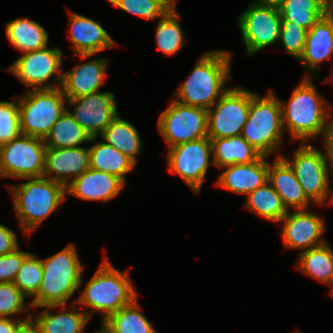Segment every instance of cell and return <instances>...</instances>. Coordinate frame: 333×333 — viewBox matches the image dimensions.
<instances>
[{
  "label": "cell",
  "mask_w": 333,
  "mask_h": 333,
  "mask_svg": "<svg viewBox=\"0 0 333 333\" xmlns=\"http://www.w3.org/2000/svg\"><path fill=\"white\" fill-rule=\"evenodd\" d=\"M5 31L10 44L23 53L47 47L48 33L34 20H12L6 24Z\"/></svg>",
  "instance_id": "484cf974"
},
{
  "label": "cell",
  "mask_w": 333,
  "mask_h": 333,
  "mask_svg": "<svg viewBox=\"0 0 333 333\" xmlns=\"http://www.w3.org/2000/svg\"><path fill=\"white\" fill-rule=\"evenodd\" d=\"M157 1L167 12L175 11V0H154Z\"/></svg>",
  "instance_id": "f6af8a7d"
},
{
  "label": "cell",
  "mask_w": 333,
  "mask_h": 333,
  "mask_svg": "<svg viewBox=\"0 0 333 333\" xmlns=\"http://www.w3.org/2000/svg\"><path fill=\"white\" fill-rule=\"evenodd\" d=\"M329 199H330L329 202L333 203V193L331 194V197Z\"/></svg>",
  "instance_id": "681fc988"
},
{
  "label": "cell",
  "mask_w": 333,
  "mask_h": 333,
  "mask_svg": "<svg viewBox=\"0 0 333 333\" xmlns=\"http://www.w3.org/2000/svg\"><path fill=\"white\" fill-rule=\"evenodd\" d=\"M332 54L333 8L307 31L304 51L299 60L313 73L319 63L329 59Z\"/></svg>",
  "instance_id": "603a6c76"
},
{
  "label": "cell",
  "mask_w": 333,
  "mask_h": 333,
  "mask_svg": "<svg viewBox=\"0 0 333 333\" xmlns=\"http://www.w3.org/2000/svg\"><path fill=\"white\" fill-rule=\"evenodd\" d=\"M90 168L89 148L46 147L43 177L65 187Z\"/></svg>",
  "instance_id": "e0dca14e"
},
{
  "label": "cell",
  "mask_w": 333,
  "mask_h": 333,
  "mask_svg": "<svg viewBox=\"0 0 333 333\" xmlns=\"http://www.w3.org/2000/svg\"><path fill=\"white\" fill-rule=\"evenodd\" d=\"M267 156H260L249 164H234L222 168L225 171L219 175L217 186L238 193L249 194L268 182Z\"/></svg>",
  "instance_id": "ffe728a7"
},
{
  "label": "cell",
  "mask_w": 333,
  "mask_h": 333,
  "mask_svg": "<svg viewBox=\"0 0 333 333\" xmlns=\"http://www.w3.org/2000/svg\"><path fill=\"white\" fill-rule=\"evenodd\" d=\"M17 333H38L35 326L28 322Z\"/></svg>",
  "instance_id": "bcb514c9"
},
{
  "label": "cell",
  "mask_w": 333,
  "mask_h": 333,
  "mask_svg": "<svg viewBox=\"0 0 333 333\" xmlns=\"http://www.w3.org/2000/svg\"><path fill=\"white\" fill-rule=\"evenodd\" d=\"M333 8V0H283L279 8L282 19L309 30Z\"/></svg>",
  "instance_id": "83f0119b"
},
{
  "label": "cell",
  "mask_w": 333,
  "mask_h": 333,
  "mask_svg": "<svg viewBox=\"0 0 333 333\" xmlns=\"http://www.w3.org/2000/svg\"><path fill=\"white\" fill-rule=\"evenodd\" d=\"M283 132L280 100L272 90L262 98L255 94L251 98L241 136L262 156L268 158L282 146Z\"/></svg>",
  "instance_id": "8992f818"
},
{
  "label": "cell",
  "mask_w": 333,
  "mask_h": 333,
  "mask_svg": "<svg viewBox=\"0 0 333 333\" xmlns=\"http://www.w3.org/2000/svg\"><path fill=\"white\" fill-rule=\"evenodd\" d=\"M18 247L16 234L6 226L0 224V256L13 252Z\"/></svg>",
  "instance_id": "60d3db41"
},
{
  "label": "cell",
  "mask_w": 333,
  "mask_h": 333,
  "mask_svg": "<svg viewBox=\"0 0 333 333\" xmlns=\"http://www.w3.org/2000/svg\"><path fill=\"white\" fill-rule=\"evenodd\" d=\"M280 104L284 131L288 128L292 140H301V143L322 135L330 120L331 113L326 112L328 104L318 94L309 75L294 89L290 100L286 103L280 100Z\"/></svg>",
  "instance_id": "7a4b0ae2"
},
{
  "label": "cell",
  "mask_w": 333,
  "mask_h": 333,
  "mask_svg": "<svg viewBox=\"0 0 333 333\" xmlns=\"http://www.w3.org/2000/svg\"><path fill=\"white\" fill-rule=\"evenodd\" d=\"M80 293V297L74 302L91 307V311H85L90 318L95 311L103 313V320L137 298V291L129 280L128 271L120 272L106 257Z\"/></svg>",
  "instance_id": "277c9868"
},
{
  "label": "cell",
  "mask_w": 333,
  "mask_h": 333,
  "mask_svg": "<svg viewBox=\"0 0 333 333\" xmlns=\"http://www.w3.org/2000/svg\"><path fill=\"white\" fill-rule=\"evenodd\" d=\"M90 168L113 174L126 182V175L134 170L136 164L116 148L104 141L94 143L89 148Z\"/></svg>",
  "instance_id": "4316f807"
},
{
  "label": "cell",
  "mask_w": 333,
  "mask_h": 333,
  "mask_svg": "<svg viewBox=\"0 0 333 333\" xmlns=\"http://www.w3.org/2000/svg\"><path fill=\"white\" fill-rule=\"evenodd\" d=\"M297 264L302 273L320 282L327 284L333 278V250L327 242L302 251Z\"/></svg>",
  "instance_id": "1f68e13d"
},
{
  "label": "cell",
  "mask_w": 333,
  "mask_h": 333,
  "mask_svg": "<svg viewBox=\"0 0 333 333\" xmlns=\"http://www.w3.org/2000/svg\"><path fill=\"white\" fill-rule=\"evenodd\" d=\"M75 245H68L55 255L42 259L43 278L29 308L65 305L82 285L83 266Z\"/></svg>",
  "instance_id": "3957f363"
},
{
  "label": "cell",
  "mask_w": 333,
  "mask_h": 333,
  "mask_svg": "<svg viewBox=\"0 0 333 333\" xmlns=\"http://www.w3.org/2000/svg\"><path fill=\"white\" fill-rule=\"evenodd\" d=\"M307 30L298 24L286 19L281 20L279 41H282L285 50L298 60L303 54Z\"/></svg>",
  "instance_id": "8d00e7d4"
},
{
  "label": "cell",
  "mask_w": 333,
  "mask_h": 333,
  "mask_svg": "<svg viewBox=\"0 0 333 333\" xmlns=\"http://www.w3.org/2000/svg\"><path fill=\"white\" fill-rule=\"evenodd\" d=\"M94 333H114V332L103 322L102 329Z\"/></svg>",
  "instance_id": "7dc6e473"
},
{
  "label": "cell",
  "mask_w": 333,
  "mask_h": 333,
  "mask_svg": "<svg viewBox=\"0 0 333 333\" xmlns=\"http://www.w3.org/2000/svg\"><path fill=\"white\" fill-rule=\"evenodd\" d=\"M21 134L44 139L67 110L61 87L27 90L18 98Z\"/></svg>",
  "instance_id": "52a82bcc"
},
{
  "label": "cell",
  "mask_w": 333,
  "mask_h": 333,
  "mask_svg": "<svg viewBox=\"0 0 333 333\" xmlns=\"http://www.w3.org/2000/svg\"><path fill=\"white\" fill-rule=\"evenodd\" d=\"M45 151L42 138L20 134L0 147L2 177H43Z\"/></svg>",
  "instance_id": "9c48e42d"
},
{
  "label": "cell",
  "mask_w": 333,
  "mask_h": 333,
  "mask_svg": "<svg viewBox=\"0 0 333 333\" xmlns=\"http://www.w3.org/2000/svg\"><path fill=\"white\" fill-rule=\"evenodd\" d=\"M211 154L212 144L208 137L174 145L169 148L168 169L179 175L194 192L199 193Z\"/></svg>",
  "instance_id": "4fadbf2b"
},
{
  "label": "cell",
  "mask_w": 333,
  "mask_h": 333,
  "mask_svg": "<svg viewBox=\"0 0 333 333\" xmlns=\"http://www.w3.org/2000/svg\"><path fill=\"white\" fill-rule=\"evenodd\" d=\"M293 159L281 156L293 169L296 178L302 186L306 196L323 205L331 191L329 173L331 166L321 149L312 145H301L294 153Z\"/></svg>",
  "instance_id": "30bf717a"
},
{
  "label": "cell",
  "mask_w": 333,
  "mask_h": 333,
  "mask_svg": "<svg viewBox=\"0 0 333 333\" xmlns=\"http://www.w3.org/2000/svg\"><path fill=\"white\" fill-rule=\"evenodd\" d=\"M283 0H257L253 1L255 5L261 6V7H272L275 9H279Z\"/></svg>",
  "instance_id": "ee69618b"
},
{
  "label": "cell",
  "mask_w": 333,
  "mask_h": 333,
  "mask_svg": "<svg viewBox=\"0 0 333 333\" xmlns=\"http://www.w3.org/2000/svg\"><path fill=\"white\" fill-rule=\"evenodd\" d=\"M28 179L20 185L11 188L13 206L24 232L31 233L66 197V187L45 177Z\"/></svg>",
  "instance_id": "5b68a950"
},
{
  "label": "cell",
  "mask_w": 333,
  "mask_h": 333,
  "mask_svg": "<svg viewBox=\"0 0 333 333\" xmlns=\"http://www.w3.org/2000/svg\"><path fill=\"white\" fill-rule=\"evenodd\" d=\"M106 144L116 148L137 165V156L140 154L142 142L136 127L119 117L100 135Z\"/></svg>",
  "instance_id": "f1b7e54d"
},
{
  "label": "cell",
  "mask_w": 333,
  "mask_h": 333,
  "mask_svg": "<svg viewBox=\"0 0 333 333\" xmlns=\"http://www.w3.org/2000/svg\"><path fill=\"white\" fill-rule=\"evenodd\" d=\"M119 9L142 17L143 19L154 20L162 18L167 11L154 0H110Z\"/></svg>",
  "instance_id": "74e56055"
},
{
  "label": "cell",
  "mask_w": 333,
  "mask_h": 333,
  "mask_svg": "<svg viewBox=\"0 0 333 333\" xmlns=\"http://www.w3.org/2000/svg\"><path fill=\"white\" fill-rule=\"evenodd\" d=\"M279 154L273 164L268 162V182L281 197L287 210L307 209L311 200L306 196L295 172Z\"/></svg>",
  "instance_id": "44dd1931"
},
{
  "label": "cell",
  "mask_w": 333,
  "mask_h": 333,
  "mask_svg": "<svg viewBox=\"0 0 333 333\" xmlns=\"http://www.w3.org/2000/svg\"><path fill=\"white\" fill-rule=\"evenodd\" d=\"M29 252L20 251L19 247L13 252L0 256V283L13 282Z\"/></svg>",
  "instance_id": "ab89813d"
},
{
  "label": "cell",
  "mask_w": 333,
  "mask_h": 333,
  "mask_svg": "<svg viewBox=\"0 0 333 333\" xmlns=\"http://www.w3.org/2000/svg\"><path fill=\"white\" fill-rule=\"evenodd\" d=\"M256 93L245 88L231 87L207 110L208 138H229L242 133L251 98Z\"/></svg>",
  "instance_id": "ba28073f"
},
{
  "label": "cell",
  "mask_w": 333,
  "mask_h": 333,
  "mask_svg": "<svg viewBox=\"0 0 333 333\" xmlns=\"http://www.w3.org/2000/svg\"><path fill=\"white\" fill-rule=\"evenodd\" d=\"M94 139L95 137H90L66 110L43 140L46 147L74 148L80 147L83 142L93 141Z\"/></svg>",
  "instance_id": "f546056e"
},
{
  "label": "cell",
  "mask_w": 333,
  "mask_h": 333,
  "mask_svg": "<svg viewBox=\"0 0 333 333\" xmlns=\"http://www.w3.org/2000/svg\"><path fill=\"white\" fill-rule=\"evenodd\" d=\"M69 20L72 48L83 60L116 45L100 23L72 11Z\"/></svg>",
  "instance_id": "ac0fdd59"
},
{
  "label": "cell",
  "mask_w": 333,
  "mask_h": 333,
  "mask_svg": "<svg viewBox=\"0 0 333 333\" xmlns=\"http://www.w3.org/2000/svg\"><path fill=\"white\" fill-rule=\"evenodd\" d=\"M32 315L29 313L24 319H12L0 317V333H17L26 323L31 322Z\"/></svg>",
  "instance_id": "b9f144b4"
},
{
  "label": "cell",
  "mask_w": 333,
  "mask_h": 333,
  "mask_svg": "<svg viewBox=\"0 0 333 333\" xmlns=\"http://www.w3.org/2000/svg\"><path fill=\"white\" fill-rule=\"evenodd\" d=\"M333 115L330 116L329 119H331L329 122H327V127L324 130L322 136L324 137V142L325 143V157L327 159L328 162H330V164L333 167Z\"/></svg>",
  "instance_id": "7bdbcfd3"
},
{
  "label": "cell",
  "mask_w": 333,
  "mask_h": 333,
  "mask_svg": "<svg viewBox=\"0 0 333 333\" xmlns=\"http://www.w3.org/2000/svg\"><path fill=\"white\" fill-rule=\"evenodd\" d=\"M43 278L41 259L30 253L23 261L15 276L13 284L26 296L34 297L40 288Z\"/></svg>",
  "instance_id": "e575fe53"
},
{
  "label": "cell",
  "mask_w": 333,
  "mask_h": 333,
  "mask_svg": "<svg viewBox=\"0 0 333 333\" xmlns=\"http://www.w3.org/2000/svg\"><path fill=\"white\" fill-rule=\"evenodd\" d=\"M231 54L210 51L198 60L191 75L177 89L175 99L179 103L208 110L228 90L223 88L230 79Z\"/></svg>",
  "instance_id": "6da1fadb"
},
{
  "label": "cell",
  "mask_w": 333,
  "mask_h": 333,
  "mask_svg": "<svg viewBox=\"0 0 333 333\" xmlns=\"http://www.w3.org/2000/svg\"><path fill=\"white\" fill-rule=\"evenodd\" d=\"M138 309L137 298L102 320L114 333H157Z\"/></svg>",
  "instance_id": "d6a6232c"
},
{
  "label": "cell",
  "mask_w": 333,
  "mask_h": 333,
  "mask_svg": "<svg viewBox=\"0 0 333 333\" xmlns=\"http://www.w3.org/2000/svg\"><path fill=\"white\" fill-rule=\"evenodd\" d=\"M107 59H96L62 72L61 89L67 99L98 92L105 78Z\"/></svg>",
  "instance_id": "7402d4cb"
},
{
  "label": "cell",
  "mask_w": 333,
  "mask_h": 333,
  "mask_svg": "<svg viewBox=\"0 0 333 333\" xmlns=\"http://www.w3.org/2000/svg\"><path fill=\"white\" fill-rule=\"evenodd\" d=\"M125 183L117 176L89 168L66 186V194L82 200L107 202L120 193Z\"/></svg>",
  "instance_id": "d6986e66"
},
{
  "label": "cell",
  "mask_w": 333,
  "mask_h": 333,
  "mask_svg": "<svg viewBox=\"0 0 333 333\" xmlns=\"http://www.w3.org/2000/svg\"><path fill=\"white\" fill-rule=\"evenodd\" d=\"M177 10L167 12L158 22L156 27L157 47L164 54L175 55L183 47L184 35L178 19Z\"/></svg>",
  "instance_id": "836d02e7"
},
{
  "label": "cell",
  "mask_w": 333,
  "mask_h": 333,
  "mask_svg": "<svg viewBox=\"0 0 333 333\" xmlns=\"http://www.w3.org/2000/svg\"><path fill=\"white\" fill-rule=\"evenodd\" d=\"M210 140L212 163L220 168L234 164H249L261 156L241 135Z\"/></svg>",
  "instance_id": "d4e9b609"
},
{
  "label": "cell",
  "mask_w": 333,
  "mask_h": 333,
  "mask_svg": "<svg viewBox=\"0 0 333 333\" xmlns=\"http://www.w3.org/2000/svg\"><path fill=\"white\" fill-rule=\"evenodd\" d=\"M63 306H45V311L37 315L35 319L32 317L31 323L35 326L38 333H82L90 320L88 314L81 309L67 308L66 304ZM56 307H61V312H55L54 314L48 310Z\"/></svg>",
  "instance_id": "cb8c5ba5"
},
{
  "label": "cell",
  "mask_w": 333,
  "mask_h": 333,
  "mask_svg": "<svg viewBox=\"0 0 333 333\" xmlns=\"http://www.w3.org/2000/svg\"><path fill=\"white\" fill-rule=\"evenodd\" d=\"M245 207L267 220L280 222L288 210L269 182L247 195Z\"/></svg>",
  "instance_id": "4dcf8cb0"
},
{
  "label": "cell",
  "mask_w": 333,
  "mask_h": 333,
  "mask_svg": "<svg viewBox=\"0 0 333 333\" xmlns=\"http://www.w3.org/2000/svg\"><path fill=\"white\" fill-rule=\"evenodd\" d=\"M0 101V147L21 134L18 98Z\"/></svg>",
  "instance_id": "d590c367"
},
{
  "label": "cell",
  "mask_w": 333,
  "mask_h": 333,
  "mask_svg": "<svg viewBox=\"0 0 333 333\" xmlns=\"http://www.w3.org/2000/svg\"><path fill=\"white\" fill-rule=\"evenodd\" d=\"M69 105L74 106L68 111L75 121L90 135L97 137L119 115L115 96L111 92H95L74 99H67Z\"/></svg>",
  "instance_id": "9a60e30c"
},
{
  "label": "cell",
  "mask_w": 333,
  "mask_h": 333,
  "mask_svg": "<svg viewBox=\"0 0 333 333\" xmlns=\"http://www.w3.org/2000/svg\"><path fill=\"white\" fill-rule=\"evenodd\" d=\"M62 54L63 52L59 48H48V46L25 52L6 71L19 78L30 90L61 87ZM56 72L60 74L54 78L58 84H50L48 81Z\"/></svg>",
  "instance_id": "7c38bea8"
},
{
  "label": "cell",
  "mask_w": 333,
  "mask_h": 333,
  "mask_svg": "<svg viewBox=\"0 0 333 333\" xmlns=\"http://www.w3.org/2000/svg\"><path fill=\"white\" fill-rule=\"evenodd\" d=\"M25 297L13 282L0 283V317L8 318L26 311Z\"/></svg>",
  "instance_id": "f35d334b"
},
{
  "label": "cell",
  "mask_w": 333,
  "mask_h": 333,
  "mask_svg": "<svg viewBox=\"0 0 333 333\" xmlns=\"http://www.w3.org/2000/svg\"><path fill=\"white\" fill-rule=\"evenodd\" d=\"M308 209L295 210L280 220L283 222L281 235L285 248H297L303 251L319 247L326 243L321 238L325 226L322 218Z\"/></svg>",
  "instance_id": "2e32d148"
},
{
  "label": "cell",
  "mask_w": 333,
  "mask_h": 333,
  "mask_svg": "<svg viewBox=\"0 0 333 333\" xmlns=\"http://www.w3.org/2000/svg\"><path fill=\"white\" fill-rule=\"evenodd\" d=\"M326 285H330V286H332V290H331V294H332V296H333V278L326 284Z\"/></svg>",
  "instance_id": "c3c4849f"
},
{
  "label": "cell",
  "mask_w": 333,
  "mask_h": 333,
  "mask_svg": "<svg viewBox=\"0 0 333 333\" xmlns=\"http://www.w3.org/2000/svg\"><path fill=\"white\" fill-rule=\"evenodd\" d=\"M158 129L169 148L208 137L207 110L173 100L160 114Z\"/></svg>",
  "instance_id": "8fae6325"
},
{
  "label": "cell",
  "mask_w": 333,
  "mask_h": 333,
  "mask_svg": "<svg viewBox=\"0 0 333 333\" xmlns=\"http://www.w3.org/2000/svg\"><path fill=\"white\" fill-rule=\"evenodd\" d=\"M281 20L279 9L254 3L239 16L238 24L249 56L279 42Z\"/></svg>",
  "instance_id": "5bb4252c"
}]
</instances>
